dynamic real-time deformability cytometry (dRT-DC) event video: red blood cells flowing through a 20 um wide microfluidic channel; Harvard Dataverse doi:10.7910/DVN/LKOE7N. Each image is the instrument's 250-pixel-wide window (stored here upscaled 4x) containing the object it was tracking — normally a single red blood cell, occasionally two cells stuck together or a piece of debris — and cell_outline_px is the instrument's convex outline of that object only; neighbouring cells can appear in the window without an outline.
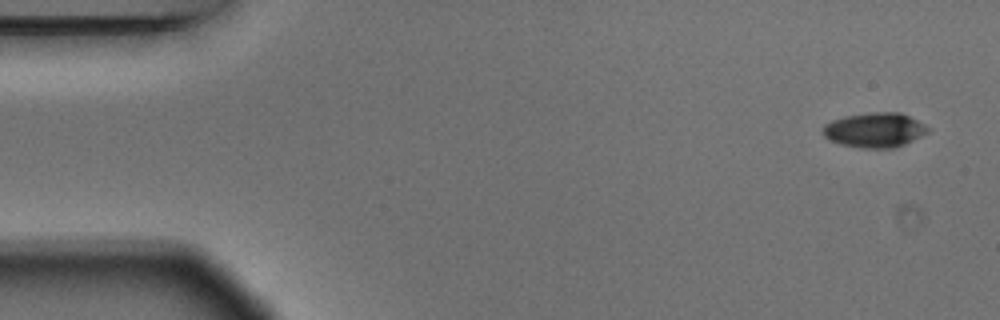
{"species": "Egyptian fruit bat (a non-hibernating species)", "species_latin": "Rousettus aegyptiacus", "temperature_condition": "warm", "stored_images_in_passage": 6, "camera_frame_rate_fps": 3000, "um_per_image_px": 0.085, "animal": {"sex": "male"}, "frame": {"image": 1, "passage_image": 1, "time_ms": 0.0, "image_size_px": [1000, 320], "cell_outline_px": [[928, 132], [896, 148], [860, 148], [840, 144], [828, 140], [824, 136], [824, 124], [832, 120], [844, 116], [868, 112], [900, 112], [924, 124], [928, 128]], "centroid_in_image_um": [74.31, 11.05], "position_along_channel_um": 10.7, "area_um2": 21.21}}
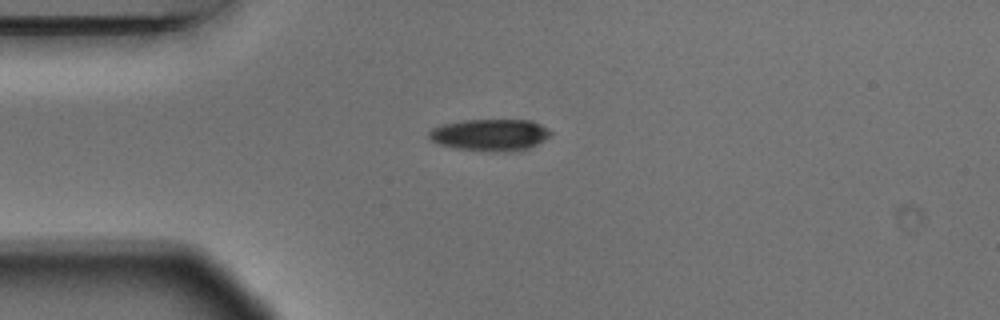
{"frame": {"image": 2, "passage_image": 4, "time_ms": 1.0, "image_size_px": [1000, 320], "cell_outline_px": [[552, 132], [544, 140], [520, 152], [504, 152], [452, 148], [440, 144], [432, 140], [428, 136], [428, 132], [432, 128], [440, 124], [464, 120], [532, 120], [548, 128]], "centroid_in_image_um": [41.66, 11.47], "position_along_channel_um": 43.3, "area_um2": 22.72}}
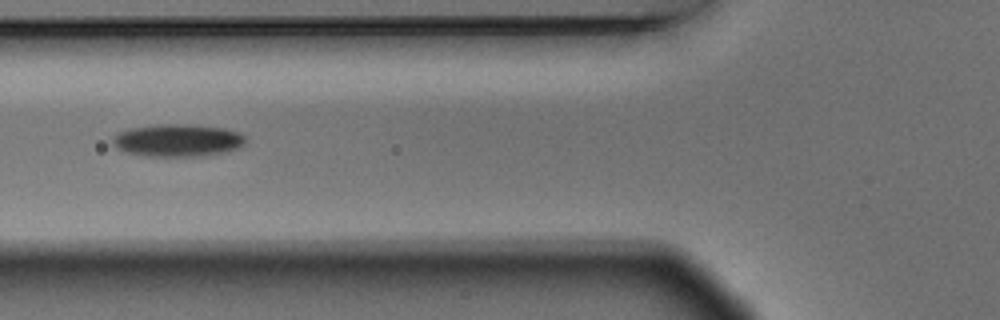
{"frame": {"image": 3, "passage_image": 6, "time_ms": 1.667, "image_size_px": [1000, 320], "cell_outline_px": [[244, 144], [240, 148], [224, 152], [200, 156], [144, 156], [124, 152], [116, 148], [112, 144], [112, 140], [120, 132], [128, 128], [156, 124], [184, 124], [224, 128], [240, 132], [244, 136]], "centroid_in_image_um": [15.08, 11.93], "position_along_channel_um": 110.7, "area_um2": 25.26}}